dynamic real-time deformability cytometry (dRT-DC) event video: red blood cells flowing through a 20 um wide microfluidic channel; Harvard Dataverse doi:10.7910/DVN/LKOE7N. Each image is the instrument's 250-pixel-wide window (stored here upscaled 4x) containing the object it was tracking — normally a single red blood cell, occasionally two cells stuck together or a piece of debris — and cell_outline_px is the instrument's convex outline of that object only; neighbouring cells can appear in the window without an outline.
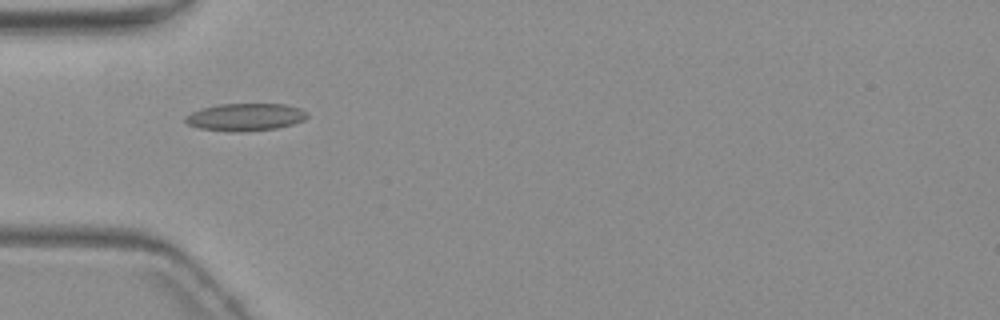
{"species": "common noctule bat (a hibernating species)", "species_latin": "Nyctalus noctula", "temperature_condition": "warm", "stored_images_in_passage": 7, "camera_frame_rate_fps": 3000, "um_per_image_px": 0.085, "animal": {"sex": "female", "body_mass_g": 19.3, "forearm_length_mm": 54.1}, "frame": {"image": 1, "passage_image": 4, "time_ms": 5.0, "image_size_px": [1000, 320], "cell_outline_px": [[308, 116], [304, 120], [292, 124], [276, 128], [240, 132], [228, 132], [200, 128], [188, 124], [184, 120], [184, 116], [200, 108], [220, 104], [284, 104], [300, 108], [308, 112]], "centroid_in_image_um": [20.84, 9.95], "position_along_channel_um": 64.2, "area_um2": 19.59}}
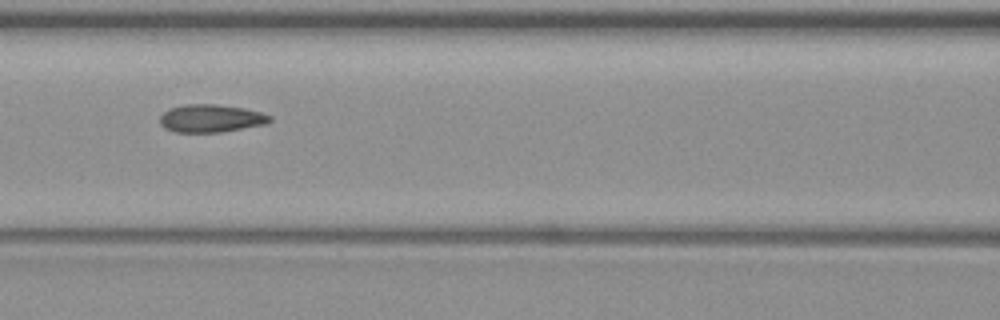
{"frame": {"image": 2, "passage_image": 6, "time_ms": 7.333, "image_size_px": [1000, 320], "cell_outline_px": [[272, 120], [264, 124], [220, 132], [176, 132], [164, 128], [160, 124], [160, 116], [168, 108], [184, 104], [216, 104], [244, 108], [260, 112], [272, 116]], "centroid_in_image_um": [17.89, 10.05], "position_along_channel_um": 148.7, "area_um2": 17.8}}
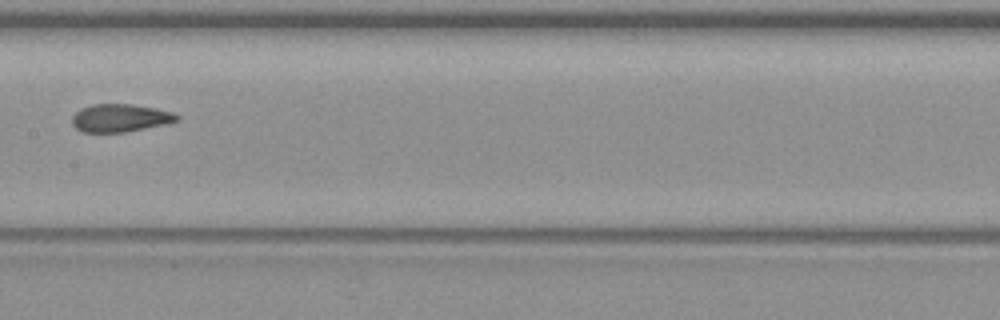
{"frame": {"image": 3, "passage_image": 7, "time_ms": 8.667, "image_size_px": [1000, 320], "cell_outline_px": [[180, 120], [164, 124], [124, 132], [80, 132], [72, 124], [72, 116], [80, 108], [92, 104], [132, 104], [156, 108], [172, 112], [180, 116]], "centroid_in_image_um": [10.19, 10.02], "position_along_channel_um": 197.2, "area_um2": 17.05}}